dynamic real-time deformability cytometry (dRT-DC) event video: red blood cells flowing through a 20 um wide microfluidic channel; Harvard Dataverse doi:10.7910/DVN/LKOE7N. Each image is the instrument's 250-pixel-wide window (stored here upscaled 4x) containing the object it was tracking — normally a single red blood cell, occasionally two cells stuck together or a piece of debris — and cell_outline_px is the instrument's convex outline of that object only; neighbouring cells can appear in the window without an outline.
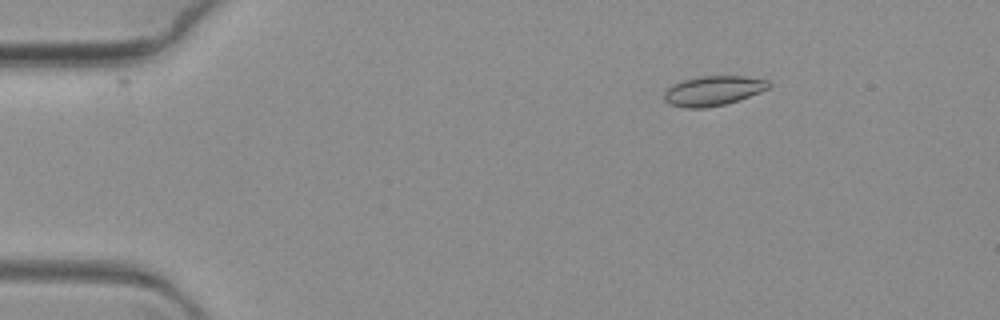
{"species": "common noctule bat (a hibernating species)", "species_latin": "Nyctalus noctula", "temperature_condition": "warm", "stored_images_in_passage": 69, "camera_frame_rate_fps": 3000, "um_per_image_px": 0.085, "animal": {"sex": "female", "body_mass_g": 19.3, "forearm_length_mm": 54.1}, "frame": {"image": 1, "passage_image": 11, "time_ms": 3.333, "image_size_px": [1000, 320], "cell_outline_px": [[772, 84], [768, 88], [760, 92], [724, 104], [708, 108], [684, 108], [668, 104], [664, 100], [664, 92], [672, 84], [680, 80], [700, 76], [744, 76], [768, 80]], "centroid_in_image_um": [60.57, 7.71], "position_along_channel_um": 24.4, "area_um2": 18.21}}
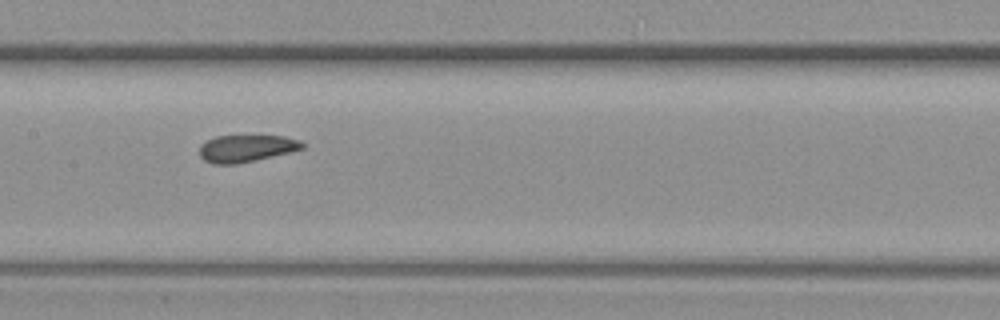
{"frame": {"image": 2, "passage_image": 35, "time_ms": 11.333, "image_size_px": [1000, 320], "cell_outline_px": [[304, 148], [288, 152], [236, 164], [212, 164], [204, 160], [200, 156], [200, 144], [216, 136], [284, 136], [300, 140], [304, 144]], "centroid_in_image_um": [20.91, 12.61], "position_along_channel_um": 186.5, "area_um2": 16.01}}
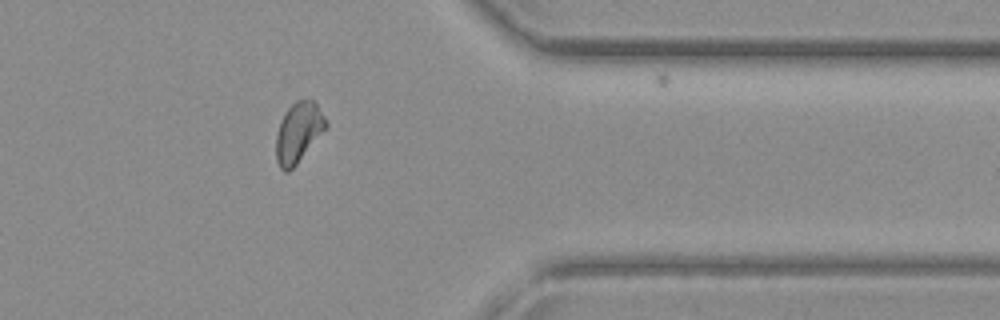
{"frame": {"image": 3, "passage_image": 56, "time_ms": 18.333, "image_size_px": [1000, 320], "cell_outline_px": [[328, 128], [296, 164], [288, 172], [284, 172], [280, 168], [276, 160], [276, 136], [280, 120], [288, 108], [296, 100], [312, 100], [316, 104], [324, 116], [328, 124]], "centroid_in_image_um": [25.37, 11.27], "position_along_channel_um": 386.0, "area_um2": 17.46}}